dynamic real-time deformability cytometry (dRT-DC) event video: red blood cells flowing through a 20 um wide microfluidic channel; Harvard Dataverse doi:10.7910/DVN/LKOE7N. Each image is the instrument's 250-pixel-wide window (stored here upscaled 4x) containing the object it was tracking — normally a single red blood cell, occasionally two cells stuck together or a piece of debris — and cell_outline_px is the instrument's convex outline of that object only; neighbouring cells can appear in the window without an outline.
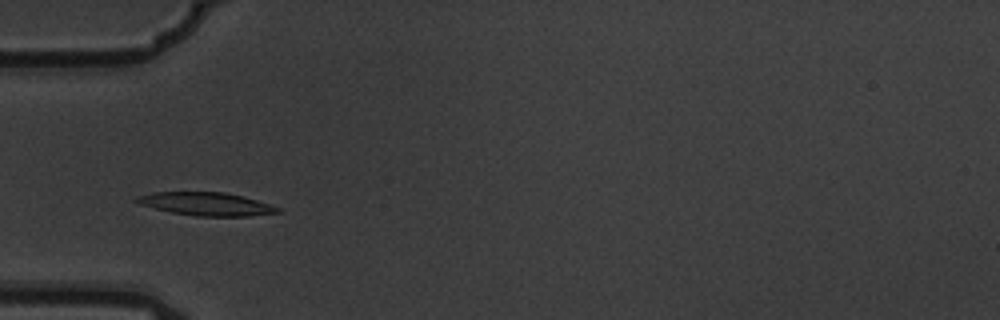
{"species": "common noctule bat (a hibernating species)", "species_latin": "Nyctalus noctula", "temperature_condition": "warm", "stored_images_in_passage": 4, "camera_frame_rate_fps": 3000, "um_per_image_px": 0.085, "animal": {"sex": "male", "body_mass_g": 19.5, "forearm_length_mm": 54.6}, "frame": {"image": 1, "passage_image": 4, "time_ms": 1.0, "image_size_px": [1000, 320], "cell_outline_px": [[280, 212], [248, 216], [196, 216], [172, 212], [140, 204], [132, 200], [136, 196], [152, 192], [224, 192], [244, 196], [280, 208]], "centroid_in_image_um": [17.5, 17.33], "position_along_channel_um": 67.5, "area_um2": 18.9}}